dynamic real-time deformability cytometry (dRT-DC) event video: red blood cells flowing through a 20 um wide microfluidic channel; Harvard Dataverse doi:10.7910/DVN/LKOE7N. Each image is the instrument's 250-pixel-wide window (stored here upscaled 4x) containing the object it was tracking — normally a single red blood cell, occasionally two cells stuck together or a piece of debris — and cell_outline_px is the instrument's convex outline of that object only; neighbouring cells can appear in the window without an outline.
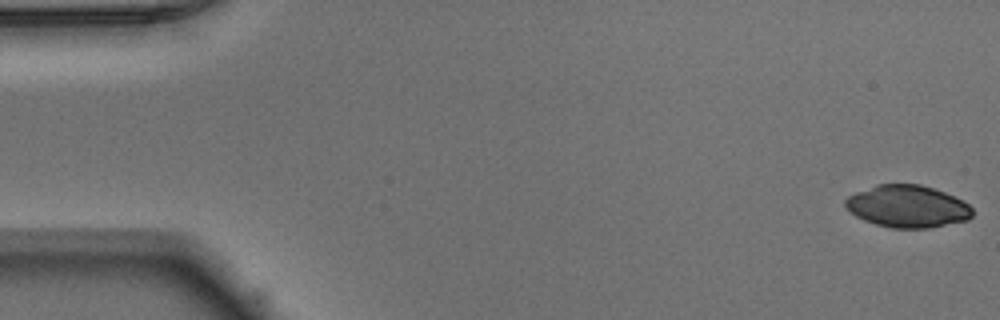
{"species": "Egyptian fruit bat (a non-hibernating species)", "species_latin": "Rousettus aegyptiacus", "temperature_condition": "warm", "stored_images_in_passage": 51, "camera_frame_rate_fps": 3000, "um_per_image_px": 0.085, "animal": {"sex": "male"}, "frame": {"image": 1, "passage_image": 1, "time_ms": 0.0, "image_size_px": [1000, 320], "cell_outline_px": [[972, 216], [968, 220], [928, 228], [892, 228], [876, 224], [864, 220], [856, 216], [844, 204], [844, 200], [848, 196], [856, 192], [876, 184], [920, 184], [944, 192], [964, 200], [972, 208]], "centroid_in_image_um": [77.14, 17.54], "position_along_channel_um": 7.9, "area_um2": 31.21}}
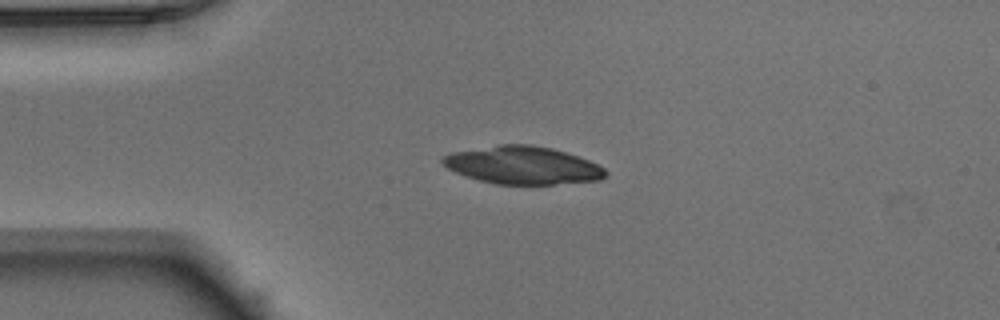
{"frame": {"image": 2, "passage_image": 12, "time_ms": 3.667, "image_size_px": [1000, 320], "cell_outline_px": [[608, 172], [600, 180], [552, 184], [496, 184], [480, 180], [456, 172], [448, 168], [440, 160], [444, 156], [452, 152], [500, 144], [528, 144], [552, 148], [588, 160], [604, 168]], "centroid_in_image_um": [44.42, 14.04], "position_along_channel_um": 40.6, "area_um2": 35.43}}
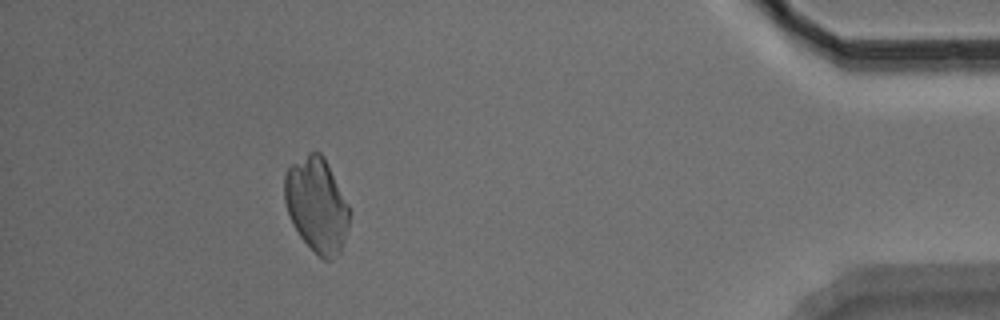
{"frame": {"image": 3, "passage_image": 46, "time_ms": 15.0, "image_size_px": [1000, 320], "cell_outline_px": [[348, 228], [340, 252], [332, 260], [324, 260], [300, 236], [288, 212], [284, 200], [284, 176], [288, 168], [292, 164], [308, 152], [320, 152], [324, 156], [348, 204]], "centroid_in_image_um": [26.92, 17.39], "position_along_channel_um": 408.3, "area_um2": 35.2}}